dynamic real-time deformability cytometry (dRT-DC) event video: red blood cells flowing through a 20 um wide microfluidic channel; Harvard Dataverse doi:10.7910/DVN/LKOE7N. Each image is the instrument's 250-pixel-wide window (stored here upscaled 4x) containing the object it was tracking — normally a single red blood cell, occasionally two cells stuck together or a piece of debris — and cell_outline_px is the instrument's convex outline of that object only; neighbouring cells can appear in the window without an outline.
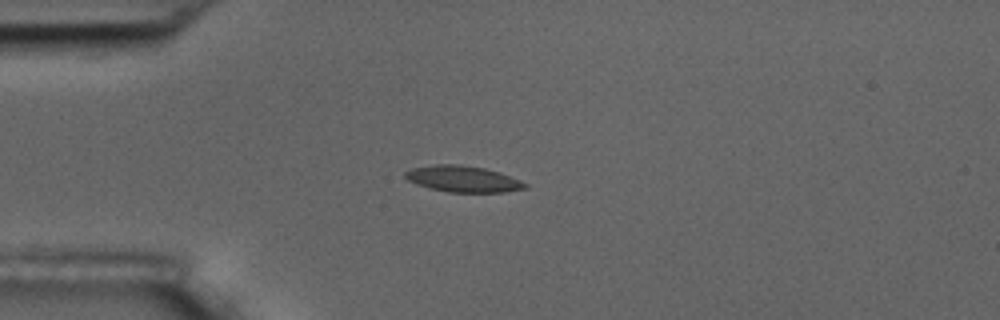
{"species": "common noctule bat (a hibernating species)", "species_latin": "Nyctalus noctula", "temperature_condition": "room temperature", "stored_images_in_passage": 4, "camera_frame_rate_fps": 3000, "um_per_image_px": 0.085, "animal": {"sex": "male", "body_mass_g": 17.5, "forearm_length_mm": 52.3}, "frame": {"image": 1, "passage_image": 1, "time_ms": 0.0, "image_size_px": [1000, 320], "cell_outline_px": [[528, 188], [504, 192], [448, 192], [428, 188], [416, 184], [408, 180], [404, 176], [404, 172], [412, 168], [436, 164], [460, 164], [484, 168], [500, 172], [520, 180], [528, 184]], "centroid_in_image_um": [39.35, 15.21], "position_along_channel_um": 45.6, "area_um2": 18.44}}